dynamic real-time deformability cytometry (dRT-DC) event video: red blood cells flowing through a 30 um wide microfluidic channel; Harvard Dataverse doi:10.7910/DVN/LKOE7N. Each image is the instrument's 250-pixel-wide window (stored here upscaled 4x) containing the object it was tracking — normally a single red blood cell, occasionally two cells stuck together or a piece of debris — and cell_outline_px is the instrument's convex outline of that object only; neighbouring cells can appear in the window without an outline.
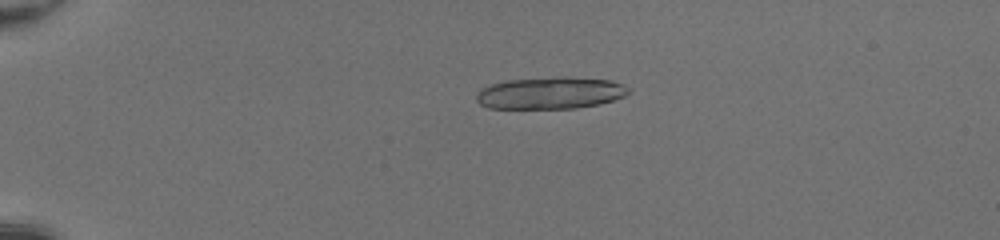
{"species": "common noctule bat (a hibernating species)", "species_latin": "Nyctalus noctula", "temperature_condition": "room temperature", "stored_images_in_passage": 23, "camera_frame_rate_fps": 3000, "um_per_image_px": 0.085, "animal": {"sex": "female", "body_mass_g": 20.0, "forearm_length_mm": 54.0}, "frame": {"image": 1, "passage_image": 14, "time_ms": 4.333, "image_size_px": [1000, 240], "cell_outline_px": [[628, 92], [624, 96], [600, 104], [576, 108], [488, 108], [480, 104], [476, 100], [476, 92], [480, 88], [488, 84], [504, 80], [568, 76], [612, 80], [624, 84], [628, 88]], "centroid_in_image_um": [46.74, 7.89], "position_along_channel_um": 38.3, "area_um2": 28.67}}